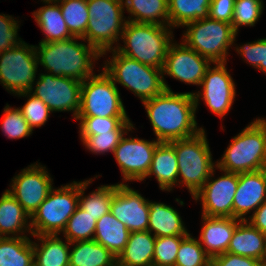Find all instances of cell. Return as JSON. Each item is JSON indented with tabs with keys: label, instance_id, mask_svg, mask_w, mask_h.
Returning <instances> with one entry per match:
<instances>
[{
	"label": "cell",
	"instance_id": "1",
	"mask_svg": "<svg viewBox=\"0 0 266 266\" xmlns=\"http://www.w3.org/2000/svg\"><path fill=\"white\" fill-rule=\"evenodd\" d=\"M142 103L159 142L190 138L204 129L197 126L193 92L175 93L165 89Z\"/></svg>",
	"mask_w": 266,
	"mask_h": 266
},
{
	"label": "cell",
	"instance_id": "2",
	"mask_svg": "<svg viewBox=\"0 0 266 266\" xmlns=\"http://www.w3.org/2000/svg\"><path fill=\"white\" fill-rule=\"evenodd\" d=\"M78 39L83 40L81 37H72L50 43L39 42V46H34L38 64L53 76H64L81 82L93 76V62L102 55L90 44L77 42Z\"/></svg>",
	"mask_w": 266,
	"mask_h": 266
},
{
	"label": "cell",
	"instance_id": "3",
	"mask_svg": "<svg viewBox=\"0 0 266 266\" xmlns=\"http://www.w3.org/2000/svg\"><path fill=\"white\" fill-rule=\"evenodd\" d=\"M170 26L127 21L121 39L125 46L115 49L122 55L155 68L162 69L173 41Z\"/></svg>",
	"mask_w": 266,
	"mask_h": 266
},
{
	"label": "cell",
	"instance_id": "4",
	"mask_svg": "<svg viewBox=\"0 0 266 266\" xmlns=\"http://www.w3.org/2000/svg\"><path fill=\"white\" fill-rule=\"evenodd\" d=\"M216 168L232 173H246L266 168V120L255 119L233 137Z\"/></svg>",
	"mask_w": 266,
	"mask_h": 266
},
{
	"label": "cell",
	"instance_id": "5",
	"mask_svg": "<svg viewBox=\"0 0 266 266\" xmlns=\"http://www.w3.org/2000/svg\"><path fill=\"white\" fill-rule=\"evenodd\" d=\"M109 52H112V57L105 61L103 70L115 84L118 82L128 88L142 102L154 98L165 90L162 69L128 58L116 49Z\"/></svg>",
	"mask_w": 266,
	"mask_h": 266
},
{
	"label": "cell",
	"instance_id": "6",
	"mask_svg": "<svg viewBox=\"0 0 266 266\" xmlns=\"http://www.w3.org/2000/svg\"><path fill=\"white\" fill-rule=\"evenodd\" d=\"M89 21L83 41L93 46L102 56L115 49L125 23L123 0H87ZM120 36V37H119Z\"/></svg>",
	"mask_w": 266,
	"mask_h": 266
},
{
	"label": "cell",
	"instance_id": "7",
	"mask_svg": "<svg viewBox=\"0 0 266 266\" xmlns=\"http://www.w3.org/2000/svg\"><path fill=\"white\" fill-rule=\"evenodd\" d=\"M178 162V185H185L194 197L216 167L203 129L197 135L174 140ZM181 183V184H179Z\"/></svg>",
	"mask_w": 266,
	"mask_h": 266
},
{
	"label": "cell",
	"instance_id": "8",
	"mask_svg": "<svg viewBox=\"0 0 266 266\" xmlns=\"http://www.w3.org/2000/svg\"><path fill=\"white\" fill-rule=\"evenodd\" d=\"M183 42L212 63L227 62L228 50L238 33L232 24L209 17L185 24Z\"/></svg>",
	"mask_w": 266,
	"mask_h": 266
},
{
	"label": "cell",
	"instance_id": "9",
	"mask_svg": "<svg viewBox=\"0 0 266 266\" xmlns=\"http://www.w3.org/2000/svg\"><path fill=\"white\" fill-rule=\"evenodd\" d=\"M79 205V182L52 189L31 217L32 236L59 235Z\"/></svg>",
	"mask_w": 266,
	"mask_h": 266
},
{
	"label": "cell",
	"instance_id": "10",
	"mask_svg": "<svg viewBox=\"0 0 266 266\" xmlns=\"http://www.w3.org/2000/svg\"><path fill=\"white\" fill-rule=\"evenodd\" d=\"M119 90L103 70L82 82L77 117H128Z\"/></svg>",
	"mask_w": 266,
	"mask_h": 266
},
{
	"label": "cell",
	"instance_id": "11",
	"mask_svg": "<svg viewBox=\"0 0 266 266\" xmlns=\"http://www.w3.org/2000/svg\"><path fill=\"white\" fill-rule=\"evenodd\" d=\"M33 45L23 43L0 53V84L12 94L33 91L38 68Z\"/></svg>",
	"mask_w": 266,
	"mask_h": 266
},
{
	"label": "cell",
	"instance_id": "12",
	"mask_svg": "<svg viewBox=\"0 0 266 266\" xmlns=\"http://www.w3.org/2000/svg\"><path fill=\"white\" fill-rule=\"evenodd\" d=\"M35 85V90L30 93L43 101L51 112L70 111L76 120L80 110L81 81L41 73Z\"/></svg>",
	"mask_w": 266,
	"mask_h": 266
},
{
	"label": "cell",
	"instance_id": "13",
	"mask_svg": "<svg viewBox=\"0 0 266 266\" xmlns=\"http://www.w3.org/2000/svg\"><path fill=\"white\" fill-rule=\"evenodd\" d=\"M45 168L40 163L29 165L13 177L12 185H10L12 188L6 189L30 218L54 188L52 186L53 179Z\"/></svg>",
	"mask_w": 266,
	"mask_h": 266
},
{
	"label": "cell",
	"instance_id": "14",
	"mask_svg": "<svg viewBox=\"0 0 266 266\" xmlns=\"http://www.w3.org/2000/svg\"><path fill=\"white\" fill-rule=\"evenodd\" d=\"M210 66L201 82V91L194 92L196 110L199 105V98H203L204 103L217 116L224 117L230 111L236 96L235 83L229 74L225 63H214Z\"/></svg>",
	"mask_w": 266,
	"mask_h": 266
},
{
	"label": "cell",
	"instance_id": "15",
	"mask_svg": "<svg viewBox=\"0 0 266 266\" xmlns=\"http://www.w3.org/2000/svg\"><path fill=\"white\" fill-rule=\"evenodd\" d=\"M210 64L213 63L183 41L181 44L172 41L162 68L165 89L171 90L164 79V74L187 84L201 85Z\"/></svg>",
	"mask_w": 266,
	"mask_h": 266
},
{
	"label": "cell",
	"instance_id": "16",
	"mask_svg": "<svg viewBox=\"0 0 266 266\" xmlns=\"http://www.w3.org/2000/svg\"><path fill=\"white\" fill-rule=\"evenodd\" d=\"M215 169L203 187L193 197L201 199L202 215L209 217H233V201L238 187V173L225 172L213 180ZM212 179V180H211Z\"/></svg>",
	"mask_w": 266,
	"mask_h": 266
},
{
	"label": "cell",
	"instance_id": "17",
	"mask_svg": "<svg viewBox=\"0 0 266 266\" xmlns=\"http://www.w3.org/2000/svg\"><path fill=\"white\" fill-rule=\"evenodd\" d=\"M157 140L125 138L113 151L116 162L123 174V181H143L150 169Z\"/></svg>",
	"mask_w": 266,
	"mask_h": 266
},
{
	"label": "cell",
	"instance_id": "18",
	"mask_svg": "<svg viewBox=\"0 0 266 266\" xmlns=\"http://www.w3.org/2000/svg\"><path fill=\"white\" fill-rule=\"evenodd\" d=\"M111 214L132 232L148 230L149 203L126 183H117L110 204Z\"/></svg>",
	"mask_w": 266,
	"mask_h": 266
},
{
	"label": "cell",
	"instance_id": "19",
	"mask_svg": "<svg viewBox=\"0 0 266 266\" xmlns=\"http://www.w3.org/2000/svg\"><path fill=\"white\" fill-rule=\"evenodd\" d=\"M266 200V168L238 174V187L233 201V218L245 217Z\"/></svg>",
	"mask_w": 266,
	"mask_h": 266
},
{
	"label": "cell",
	"instance_id": "20",
	"mask_svg": "<svg viewBox=\"0 0 266 266\" xmlns=\"http://www.w3.org/2000/svg\"><path fill=\"white\" fill-rule=\"evenodd\" d=\"M199 242L205 253L214 257L227 252L233 232L241 221L233 217H209L202 215Z\"/></svg>",
	"mask_w": 266,
	"mask_h": 266
},
{
	"label": "cell",
	"instance_id": "21",
	"mask_svg": "<svg viewBox=\"0 0 266 266\" xmlns=\"http://www.w3.org/2000/svg\"><path fill=\"white\" fill-rule=\"evenodd\" d=\"M227 252L255 258L266 265V234L241 220L233 232Z\"/></svg>",
	"mask_w": 266,
	"mask_h": 266
},
{
	"label": "cell",
	"instance_id": "22",
	"mask_svg": "<svg viewBox=\"0 0 266 266\" xmlns=\"http://www.w3.org/2000/svg\"><path fill=\"white\" fill-rule=\"evenodd\" d=\"M154 175L160 189L171 191L178 184V162L174 141L159 142L156 147L147 177Z\"/></svg>",
	"mask_w": 266,
	"mask_h": 266
},
{
	"label": "cell",
	"instance_id": "23",
	"mask_svg": "<svg viewBox=\"0 0 266 266\" xmlns=\"http://www.w3.org/2000/svg\"><path fill=\"white\" fill-rule=\"evenodd\" d=\"M28 219L31 218L23 207L5 191L0 197V237H10V234L11 237H27L26 231L32 235L31 220Z\"/></svg>",
	"mask_w": 266,
	"mask_h": 266
},
{
	"label": "cell",
	"instance_id": "24",
	"mask_svg": "<svg viewBox=\"0 0 266 266\" xmlns=\"http://www.w3.org/2000/svg\"><path fill=\"white\" fill-rule=\"evenodd\" d=\"M149 203L148 231L157 237L188 236L190 233L184 226L179 213L165 203Z\"/></svg>",
	"mask_w": 266,
	"mask_h": 266
},
{
	"label": "cell",
	"instance_id": "25",
	"mask_svg": "<svg viewBox=\"0 0 266 266\" xmlns=\"http://www.w3.org/2000/svg\"><path fill=\"white\" fill-rule=\"evenodd\" d=\"M41 1L48 6H42L32 13L38 27H40L45 35V39L41 43H50L72 38L73 36L70 34L62 16L59 3L49 0Z\"/></svg>",
	"mask_w": 266,
	"mask_h": 266
},
{
	"label": "cell",
	"instance_id": "26",
	"mask_svg": "<svg viewBox=\"0 0 266 266\" xmlns=\"http://www.w3.org/2000/svg\"><path fill=\"white\" fill-rule=\"evenodd\" d=\"M156 237L148 230L130 233L124 250L117 257L123 266H147L153 264Z\"/></svg>",
	"mask_w": 266,
	"mask_h": 266
},
{
	"label": "cell",
	"instance_id": "27",
	"mask_svg": "<svg viewBox=\"0 0 266 266\" xmlns=\"http://www.w3.org/2000/svg\"><path fill=\"white\" fill-rule=\"evenodd\" d=\"M130 233L122 222L108 212L97 220L93 239L117 258L124 250Z\"/></svg>",
	"mask_w": 266,
	"mask_h": 266
},
{
	"label": "cell",
	"instance_id": "28",
	"mask_svg": "<svg viewBox=\"0 0 266 266\" xmlns=\"http://www.w3.org/2000/svg\"><path fill=\"white\" fill-rule=\"evenodd\" d=\"M40 245L32 242L34 250V266H69V246L58 235H37Z\"/></svg>",
	"mask_w": 266,
	"mask_h": 266
},
{
	"label": "cell",
	"instance_id": "29",
	"mask_svg": "<svg viewBox=\"0 0 266 266\" xmlns=\"http://www.w3.org/2000/svg\"><path fill=\"white\" fill-rule=\"evenodd\" d=\"M74 245V246H73ZM69 266H112L117 258L94 239L71 242Z\"/></svg>",
	"mask_w": 266,
	"mask_h": 266
},
{
	"label": "cell",
	"instance_id": "30",
	"mask_svg": "<svg viewBox=\"0 0 266 266\" xmlns=\"http://www.w3.org/2000/svg\"><path fill=\"white\" fill-rule=\"evenodd\" d=\"M124 10L135 23L169 26L168 0H123Z\"/></svg>",
	"mask_w": 266,
	"mask_h": 266
},
{
	"label": "cell",
	"instance_id": "31",
	"mask_svg": "<svg viewBox=\"0 0 266 266\" xmlns=\"http://www.w3.org/2000/svg\"><path fill=\"white\" fill-rule=\"evenodd\" d=\"M29 237H0V266H34Z\"/></svg>",
	"mask_w": 266,
	"mask_h": 266
},
{
	"label": "cell",
	"instance_id": "32",
	"mask_svg": "<svg viewBox=\"0 0 266 266\" xmlns=\"http://www.w3.org/2000/svg\"><path fill=\"white\" fill-rule=\"evenodd\" d=\"M93 180L90 178L89 180L79 182V206L97 221L103 215L110 212V204L116 191V184L101 185L91 194L84 196V191Z\"/></svg>",
	"mask_w": 266,
	"mask_h": 266
},
{
	"label": "cell",
	"instance_id": "33",
	"mask_svg": "<svg viewBox=\"0 0 266 266\" xmlns=\"http://www.w3.org/2000/svg\"><path fill=\"white\" fill-rule=\"evenodd\" d=\"M211 0H168L169 26L185 24L207 18Z\"/></svg>",
	"mask_w": 266,
	"mask_h": 266
},
{
	"label": "cell",
	"instance_id": "34",
	"mask_svg": "<svg viewBox=\"0 0 266 266\" xmlns=\"http://www.w3.org/2000/svg\"><path fill=\"white\" fill-rule=\"evenodd\" d=\"M80 120V139L104 132H127L134 129L129 117H77Z\"/></svg>",
	"mask_w": 266,
	"mask_h": 266
},
{
	"label": "cell",
	"instance_id": "35",
	"mask_svg": "<svg viewBox=\"0 0 266 266\" xmlns=\"http://www.w3.org/2000/svg\"><path fill=\"white\" fill-rule=\"evenodd\" d=\"M59 5L70 34L83 38L89 21L87 0H63Z\"/></svg>",
	"mask_w": 266,
	"mask_h": 266
},
{
	"label": "cell",
	"instance_id": "36",
	"mask_svg": "<svg viewBox=\"0 0 266 266\" xmlns=\"http://www.w3.org/2000/svg\"><path fill=\"white\" fill-rule=\"evenodd\" d=\"M96 220L87 214L79 205L69 218L63 236L70 243L77 241L92 240L96 229Z\"/></svg>",
	"mask_w": 266,
	"mask_h": 266
},
{
	"label": "cell",
	"instance_id": "37",
	"mask_svg": "<svg viewBox=\"0 0 266 266\" xmlns=\"http://www.w3.org/2000/svg\"><path fill=\"white\" fill-rule=\"evenodd\" d=\"M175 266H210V257L199 240L189 234L179 246Z\"/></svg>",
	"mask_w": 266,
	"mask_h": 266
},
{
	"label": "cell",
	"instance_id": "38",
	"mask_svg": "<svg viewBox=\"0 0 266 266\" xmlns=\"http://www.w3.org/2000/svg\"><path fill=\"white\" fill-rule=\"evenodd\" d=\"M262 0H235L232 26L236 33L240 26H255L263 13Z\"/></svg>",
	"mask_w": 266,
	"mask_h": 266
},
{
	"label": "cell",
	"instance_id": "39",
	"mask_svg": "<svg viewBox=\"0 0 266 266\" xmlns=\"http://www.w3.org/2000/svg\"><path fill=\"white\" fill-rule=\"evenodd\" d=\"M1 128L9 139L24 138L32 134L33 129L29 126L19 108L7 105L3 109Z\"/></svg>",
	"mask_w": 266,
	"mask_h": 266
},
{
	"label": "cell",
	"instance_id": "40",
	"mask_svg": "<svg viewBox=\"0 0 266 266\" xmlns=\"http://www.w3.org/2000/svg\"><path fill=\"white\" fill-rule=\"evenodd\" d=\"M186 237H157L154 247L153 264L158 266H175L179 246Z\"/></svg>",
	"mask_w": 266,
	"mask_h": 266
},
{
	"label": "cell",
	"instance_id": "41",
	"mask_svg": "<svg viewBox=\"0 0 266 266\" xmlns=\"http://www.w3.org/2000/svg\"><path fill=\"white\" fill-rule=\"evenodd\" d=\"M23 96L29 98L27 102L19 109L29 123V126L34 129L35 127H41L46 123L48 117L51 113L49 107L41 101L39 98L35 97L29 92H24L17 94V96ZM29 96V97H28Z\"/></svg>",
	"mask_w": 266,
	"mask_h": 266
},
{
	"label": "cell",
	"instance_id": "42",
	"mask_svg": "<svg viewBox=\"0 0 266 266\" xmlns=\"http://www.w3.org/2000/svg\"><path fill=\"white\" fill-rule=\"evenodd\" d=\"M128 132H104L100 135L86 137L82 142L85 147L95 154L112 152L117 147L122 137Z\"/></svg>",
	"mask_w": 266,
	"mask_h": 266
},
{
	"label": "cell",
	"instance_id": "43",
	"mask_svg": "<svg viewBox=\"0 0 266 266\" xmlns=\"http://www.w3.org/2000/svg\"><path fill=\"white\" fill-rule=\"evenodd\" d=\"M236 51L246 62L266 74V38L238 46Z\"/></svg>",
	"mask_w": 266,
	"mask_h": 266
},
{
	"label": "cell",
	"instance_id": "44",
	"mask_svg": "<svg viewBox=\"0 0 266 266\" xmlns=\"http://www.w3.org/2000/svg\"><path fill=\"white\" fill-rule=\"evenodd\" d=\"M18 22L12 15L0 14V53L24 43L21 38L17 37L19 29Z\"/></svg>",
	"mask_w": 266,
	"mask_h": 266
},
{
	"label": "cell",
	"instance_id": "45",
	"mask_svg": "<svg viewBox=\"0 0 266 266\" xmlns=\"http://www.w3.org/2000/svg\"><path fill=\"white\" fill-rule=\"evenodd\" d=\"M210 266H266L262 261L229 252L210 258Z\"/></svg>",
	"mask_w": 266,
	"mask_h": 266
},
{
	"label": "cell",
	"instance_id": "46",
	"mask_svg": "<svg viewBox=\"0 0 266 266\" xmlns=\"http://www.w3.org/2000/svg\"><path fill=\"white\" fill-rule=\"evenodd\" d=\"M235 0H211L208 17L232 24Z\"/></svg>",
	"mask_w": 266,
	"mask_h": 266
},
{
	"label": "cell",
	"instance_id": "47",
	"mask_svg": "<svg viewBox=\"0 0 266 266\" xmlns=\"http://www.w3.org/2000/svg\"><path fill=\"white\" fill-rule=\"evenodd\" d=\"M247 221L263 234H266V200L249 216Z\"/></svg>",
	"mask_w": 266,
	"mask_h": 266
},
{
	"label": "cell",
	"instance_id": "48",
	"mask_svg": "<svg viewBox=\"0 0 266 266\" xmlns=\"http://www.w3.org/2000/svg\"><path fill=\"white\" fill-rule=\"evenodd\" d=\"M112 266H123V265H120V264L116 261Z\"/></svg>",
	"mask_w": 266,
	"mask_h": 266
},
{
	"label": "cell",
	"instance_id": "49",
	"mask_svg": "<svg viewBox=\"0 0 266 266\" xmlns=\"http://www.w3.org/2000/svg\"><path fill=\"white\" fill-rule=\"evenodd\" d=\"M49 1H52V2H61V1H63V0H49Z\"/></svg>",
	"mask_w": 266,
	"mask_h": 266
},
{
	"label": "cell",
	"instance_id": "50",
	"mask_svg": "<svg viewBox=\"0 0 266 266\" xmlns=\"http://www.w3.org/2000/svg\"><path fill=\"white\" fill-rule=\"evenodd\" d=\"M147 266H158V265H155V264H150V265H147Z\"/></svg>",
	"mask_w": 266,
	"mask_h": 266
}]
</instances>
